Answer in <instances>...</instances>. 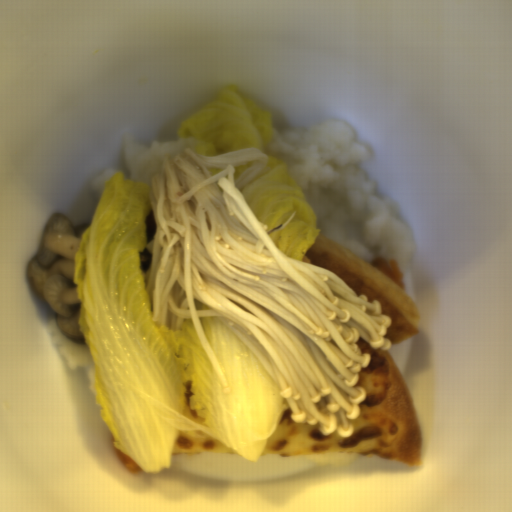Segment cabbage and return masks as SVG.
Segmentation results:
<instances>
[{"instance_id": "cabbage-3", "label": "cabbage", "mask_w": 512, "mask_h": 512, "mask_svg": "<svg viewBox=\"0 0 512 512\" xmlns=\"http://www.w3.org/2000/svg\"><path fill=\"white\" fill-rule=\"evenodd\" d=\"M274 134L270 111L231 87L184 120L177 138L195 155L215 157L243 148L266 150Z\"/></svg>"}, {"instance_id": "cabbage-4", "label": "cabbage", "mask_w": 512, "mask_h": 512, "mask_svg": "<svg viewBox=\"0 0 512 512\" xmlns=\"http://www.w3.org/2000/svg\"><path fill=\"white\" fill-rule=\"evenodd\" d=\"M255 162V161H254ZM254 162L252 163H247L246 165H244L243 167H234V178H235V181L244 173V171L249 167L251 166Z\"/></svg>"}, {"instance_id": "cabbage-1", "label": "cabbage", "mask_w": 512, "mask_h": 512, "mask_svg": "<svg viewBox=\"0 0 512 512\" xmlns=\"http://www.w3.org/2000/svg\"><path fill=\"white\" fill-rule=\"evenodd\" d=\"M151 209L150 183L117 171L103 186L74 261L78 322L95 361L101 419L114 447L147 474L170 468L178 430L204 433L257 463L287 400L216 316L199 320L228 394L191 317L179 330L154 321L140 263Z\"/></svg>"}, {"instance_id": "cabbage-2", "label": "cabbage", "mask_w": 512, "mask_h": 512, "mask_svg": "<svg viewBox=\"0 0 512 512\" xmlns=\"http://www.w3.org/2000/svg\"><path fill=\"white\" fill-rule=\"evenodd\" d=\"M277 250L299 262L321 229L314 209L285 162L268 157L259 173L239 190Z\"/></svg>"}, {"instance_id": "cabbage-5", "label": "cabbage", "mask_w": 512, "mask_h": 512, "mask_svg": "<svg viewBox=\"0 0 512 512\" xmlns=\"http://www.w3.org/2000/svg\"><path fill=\"white\" fill-rule=\"evenodd\" d=\"M205 168L209 171V173L212 177L217 175L218 173L222 172L225 169L223 167H205Z\"/></svg>"}]
</instances>
